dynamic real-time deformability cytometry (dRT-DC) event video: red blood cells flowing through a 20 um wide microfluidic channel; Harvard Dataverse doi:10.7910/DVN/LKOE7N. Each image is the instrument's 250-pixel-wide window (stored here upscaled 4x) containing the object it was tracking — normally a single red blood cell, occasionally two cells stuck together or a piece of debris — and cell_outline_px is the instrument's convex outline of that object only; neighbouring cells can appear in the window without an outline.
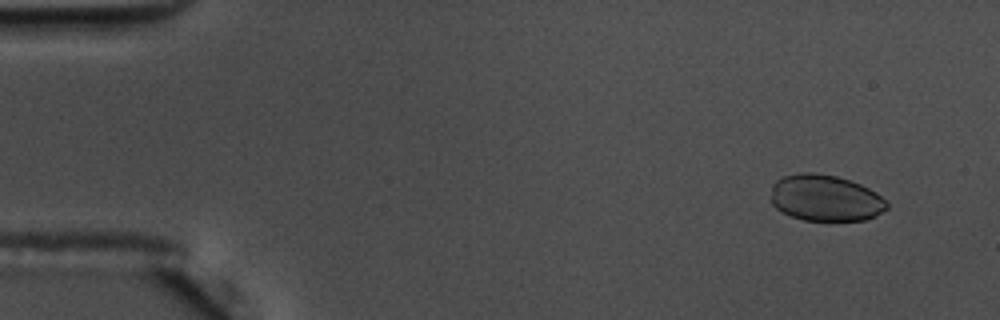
{"species": "common noctule bat (a hibernating species)", "species_latin": "Nyctalus noctula", "temperature_condition": "warm", "stored_images_in_passage": 55, "camera_frame_rate_fps": 3000, "um_per_image_px": 0.085, "animal": {"sex": "male", "body_mass_g": 17.5, "forearm_length_mm": 52.3}, "frame": {"image": 1, "passage_image": 3, "time_ms": 0.667, "image_size_px": [1000, 320], "cell_outline_px": [[888, 208], [876, 216], [864, 220], [828, 224], [804, 220], [792, 216], [776, 208], [772, 204], [772, 184], [776, 180], [784, 176], [796, 172], [816, 172], [836, 176], [860, 184], [876, 192], [888, 204]], "centroid_in_image_um": [70.16, 16.87], "position_along_channel_um": 14.8, "area_um2": 32.14}}
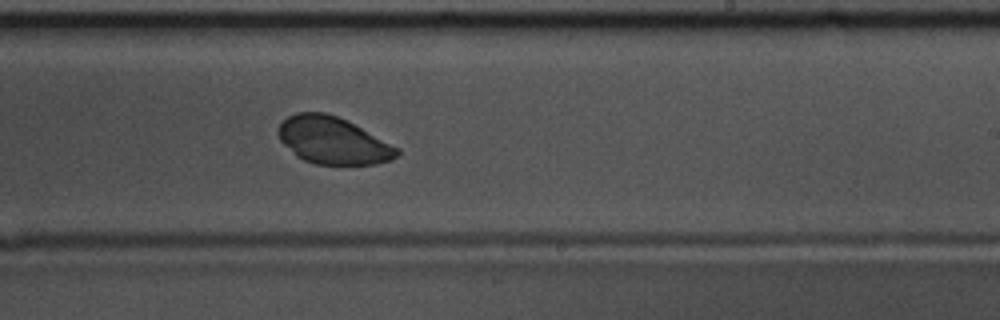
{"frame": {"image": 2, "passage_image": 33, "time_ms": 10.667, "image_size_px": [1000, 320], "cell_outline_px": [[400, 152], [392, 160], [376, 164], [316, 164], [304, 160], [296, 156], [280, 140], [276, 132], [280, 124], [288, 116], [296, 112], [324, 112], [336, 116], [400, 148]], "centroid_in_image_um": [28.27, 11.95], "position_along_channel_um": 260.7, "area_um2": 32.25}}
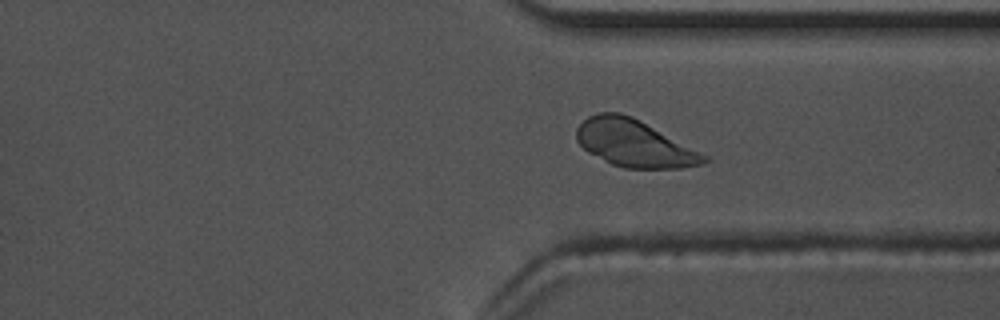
{"frame": {"image": 3, "passage_image": 41, "time_ms": 13.333, "image_size_px": [1000, 320], "cell_outline_px": [[708, 160], [704, 164], [680, 168], [624, 168], [612, 164], [588, 152], [576, 140], [576, 128], [588, 116], [600, 112], [620, 112], [632, 116], [708, 156]], "centroid_in_image_um": [53.89, 12.18], "position_along_channel_um": 357.5, "area_um2": 34.68}}